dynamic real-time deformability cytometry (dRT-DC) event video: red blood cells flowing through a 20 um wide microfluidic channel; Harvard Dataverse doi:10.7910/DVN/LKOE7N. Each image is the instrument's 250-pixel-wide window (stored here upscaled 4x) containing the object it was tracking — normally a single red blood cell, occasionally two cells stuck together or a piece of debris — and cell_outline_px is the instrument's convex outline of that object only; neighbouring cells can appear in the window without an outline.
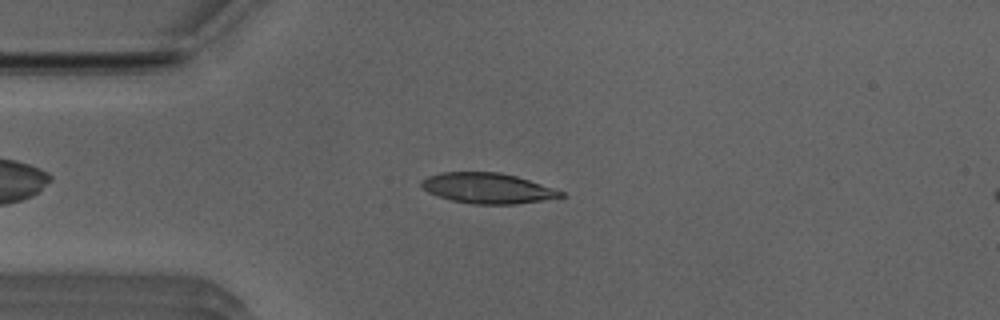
{"species": "Egyptian fruit bat (a non-hibernating species)", "species_latin": "Rousettus aegyptiacus", "temperature_condition": "room temperature", "stored_images_in_passage": 48, "camera_frame_rate_fps": 3000, "um_per_image_px": 0.085, "animal": {"sex": "male"}, "frame": {"image": 1, "passage_image": 9, "time_ms": 2.667, "image_size_px": [1000, 320], "cell_outline_px": [[568, 196], [544, 200], [516, 204], [472, 204], [452, 200], [428, 192], [420, 184], [420, 180], [428, 176], [440, 172], [500, 172], [516, 176], [564, 192]], "centroid_in_image_um": [41.45, 16.0], "position_along_channel_um": 43.6, "area_um2": 24.62}}
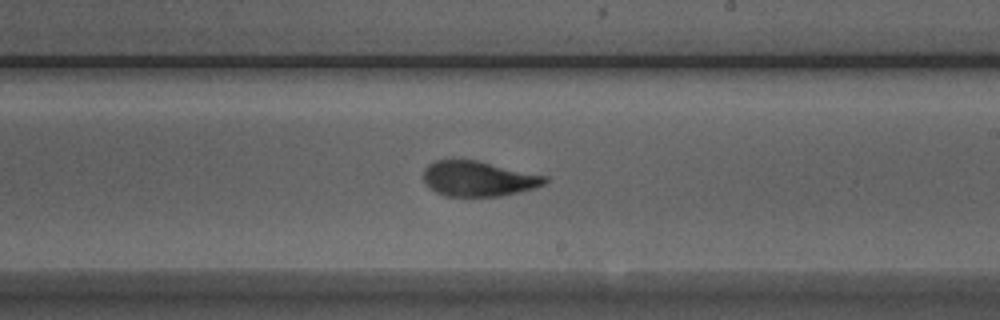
{"frame": {"image": 2, "passage_image": 26, "time_ms": 8.333, "image_size_px": [1000, 320], "cell_outline_px": [[548, 180], [544, 184], [532, 188], [500, 196], [444, 196], [436, 192], [424, 180], [424, 168], [428, 164], [436, 160], [476, 160], [548, 176]], "centroid_in_image_um": [40.66, 15.18], "position_along_channel_um": 248.3, "area_um2": 24.62}}
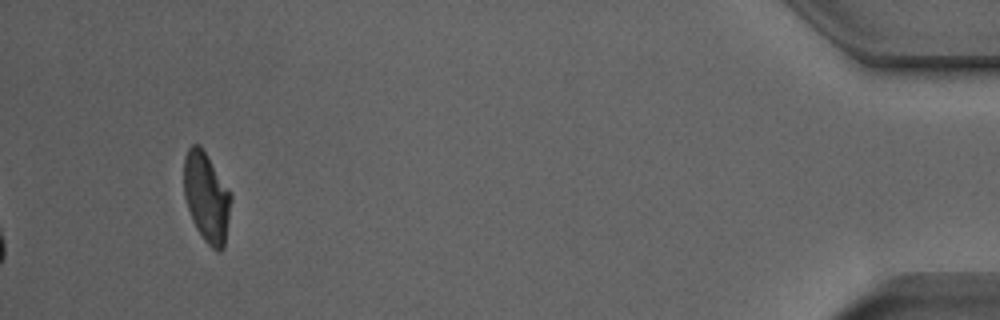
{"frame": {"image": 3, "passage_image": 45, "time_ms": 14.667, "image_size_px": [1000, 320], "cell_outline_px": [[232, 200], [224, 248], [220, 252], [216, 252], [204, 240], [196, 228], [188, 208], [184, 196], [184, 156], [188, 148], [192, 144], [200, 144], [232, 196]], "centroid_in_image_um": [17.55, 16.78], "position_along_channel_um": 417.6, "area_um2": 24.51}, "authors_computed_cell_mechanics": {"area_um2": 25.0563, "velocity_mm_per_s": 3.9289, "shape_relaxation_time_tau1_ms": 5.6008, "shape_relaxation_time_tau2_ms": 0.8833, "deformation_change_tau1": 0.1796, "deformation_change_tau2": 0.0656}}